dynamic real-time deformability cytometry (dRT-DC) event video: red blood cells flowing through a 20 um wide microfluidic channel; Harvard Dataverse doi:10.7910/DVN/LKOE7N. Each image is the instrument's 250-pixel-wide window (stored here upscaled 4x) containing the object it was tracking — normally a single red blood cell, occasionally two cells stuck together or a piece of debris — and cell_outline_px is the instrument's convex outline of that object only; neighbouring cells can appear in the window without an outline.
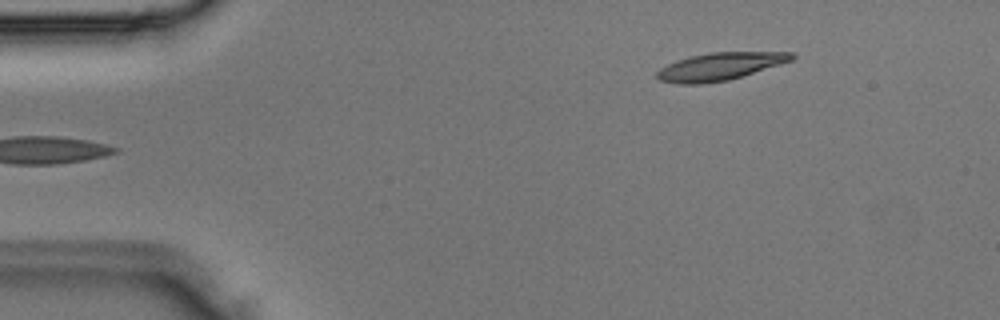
{"species": "Egyptian fruit bat (a non-hibernating species)", "species_latin": "Rousettus aegyptiacus", "temperature_condition": "room temperature", "stored_images_in_passage": 3, "camera_frame_rate_fps": 3000, "um_per_image_px": 0.085, "animal": {"sex": "male"}, "frame": {"image": 1, "passage_image": 3, "time_ms": 0.667, "image_size_px": [1000, 320], "cell_outline_px": [[796, 56], [792, 60], [780, 64], [728, 80], [700, 84], [680, 84], [660, 80], [656, 76], [656, 72], [660, 68], [676, 60], [708, 52], [792, 52]], "centroid_in_image_um": [61.17, 5.64], "position_along_channel_um": 23.8, "area_um2": 21.44}}